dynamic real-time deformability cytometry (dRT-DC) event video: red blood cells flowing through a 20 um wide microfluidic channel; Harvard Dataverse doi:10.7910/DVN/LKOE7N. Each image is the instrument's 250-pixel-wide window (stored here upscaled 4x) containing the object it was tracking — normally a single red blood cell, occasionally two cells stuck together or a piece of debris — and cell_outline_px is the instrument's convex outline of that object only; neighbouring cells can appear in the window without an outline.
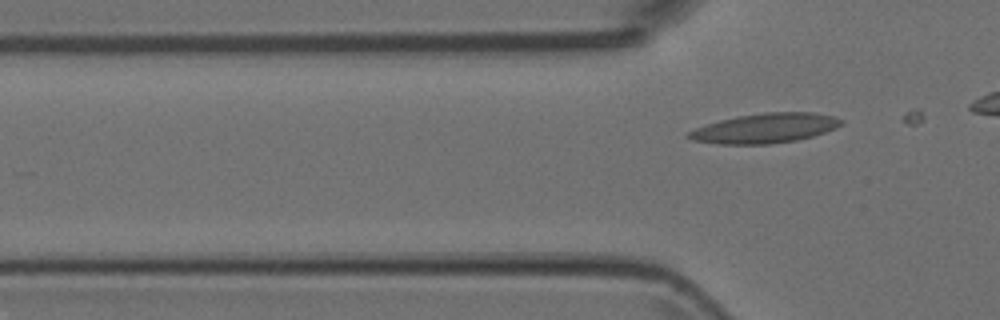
{"species": "Egyptian fruit bat (a non-hibernating species)", "species_latin": "Rousettus aegyptiacus", "temperature_condition": "room temperature", "stored_images_in_passage": 3, "camera_frame_rate_fps": 3000, "um_per_image_px": 0.085, "animal": {"sex": "female"}, "frame": {"image": 1, "passage_image": 3, "time_ms": 0.667, "image_size_px": [1000, 320], "cell_outline_px": [[844, 124], [836, 128], [812, 136], [796, 140], [768, 144], [720, 144], [692, 140], [684, 136], [688, 132], [696, 128], [720, 120], [736, 116], [764, 112], [812, 112], [832, 116], [844, 120]], "centroid_in_image_um": [65.03, 10.89], "position_along_channel_um": 60.8, "area_um2": 26.36}}